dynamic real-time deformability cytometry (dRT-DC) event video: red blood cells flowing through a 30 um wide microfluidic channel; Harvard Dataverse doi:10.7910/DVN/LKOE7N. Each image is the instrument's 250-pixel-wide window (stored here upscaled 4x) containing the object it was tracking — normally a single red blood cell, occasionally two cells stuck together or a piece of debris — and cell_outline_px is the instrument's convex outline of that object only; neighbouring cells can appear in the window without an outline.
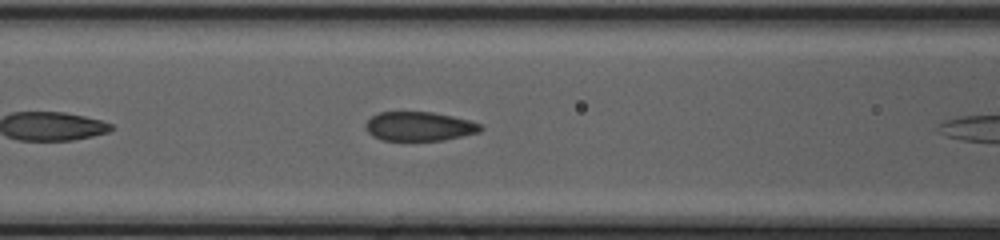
{"species": "common noctule bat (a hibernating species)", "species_latin": "Nyctalus noctula", "temperature_condition": "cold", "stored_images_in_passage": 8, "camera_frame_rate_fps": 3000, "um_per_image_px": 0.085, "animal": {"sex": "female", "body_mass_g": 20.0, "forearm_length_mm": 54.0}, "frame": {"image": 1, "passage_image": 7, "time_ms": 2.0, "image_size_px": [1000, 240], "cell_outline_px": [[484, 128], [480, 132], [444, 140], [384, 140], [372, 136], [368, 132], [364, 124], [372, 116], [380, 112], [432, 112], [452, 116], [468, 120], [480, 124]], "centroid_in_image_um": [35.64, 10.74], "position_along_channel_um": 131.0, "area_um2": 19.42}}